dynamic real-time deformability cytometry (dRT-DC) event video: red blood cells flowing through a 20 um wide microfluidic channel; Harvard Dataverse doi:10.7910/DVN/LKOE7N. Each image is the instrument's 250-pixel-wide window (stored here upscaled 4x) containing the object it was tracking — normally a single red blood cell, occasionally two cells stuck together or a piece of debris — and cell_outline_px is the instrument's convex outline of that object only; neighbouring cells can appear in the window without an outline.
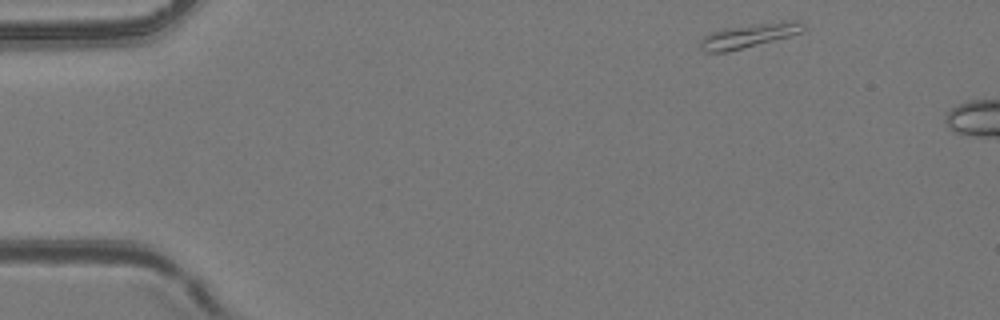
{"species": "common noctule bat (a hibernating species)", "species_latin": "Nyctalus noctula", "temperature_condition": "room temperature", "stored_images_in_passage": 2, "camera_frame_rate_fps": 3000, "um_per_image_px": 0.085, "animal": {"sex": "female", "body_mass_g": 24.6, "forearm_length_mm": 56.2}, "frame": {"image": 1, "passage_image": 1, "time_ms": 0.0, "image_size_px": [1000, 320], "cell_outline_px": [[804, 28], [800, 32], [788, 36], [728, 52], [704, 52], [700, 48], [700, 40], [704, 36], [712, 32], [724, 28], [780, 20], [800, 20], [804, 24]], "centroid_in_image_um": [63.65, 3.01], "position_along_channel_um": 21.4, "area_um2": 14.45}}